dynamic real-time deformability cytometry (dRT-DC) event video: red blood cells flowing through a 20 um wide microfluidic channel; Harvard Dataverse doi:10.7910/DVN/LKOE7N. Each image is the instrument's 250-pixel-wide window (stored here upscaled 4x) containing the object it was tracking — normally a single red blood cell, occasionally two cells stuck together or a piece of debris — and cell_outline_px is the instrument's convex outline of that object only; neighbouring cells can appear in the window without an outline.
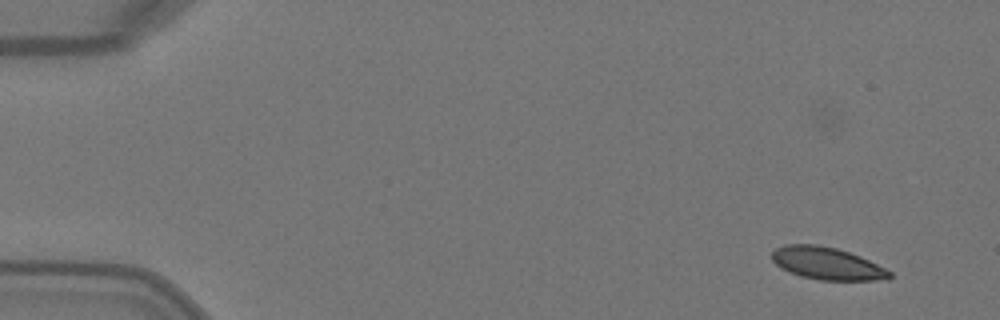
{"species": "Egyptian fruit bat (a non-hibernating species)", "species_latin": "Rousettus aegyptiacus", "temperature_condition": "warm", "stored_images_in_passage": 6, "camera_frame_rate_fps": 3000, "um_per_image_px": 0.085, "animal": {"sex": "female"}, "frame": {"image": 1, "passage_image": 2, "time_ms": 0.333, "image_size_px": [1000, 320], "cell_outline_px": [[892, 276], [888, 280], [820, 280], [800, 276], [780, 268], [772, 260], [772, 252], [776, 248], [784, 244], [816, 244], [836, 248], [860, 256], [892, 272]], "centroid_in_image_um": [70.28, 22.39], "position_along_channel_um": 14.7, "area_um2": 22.2}}
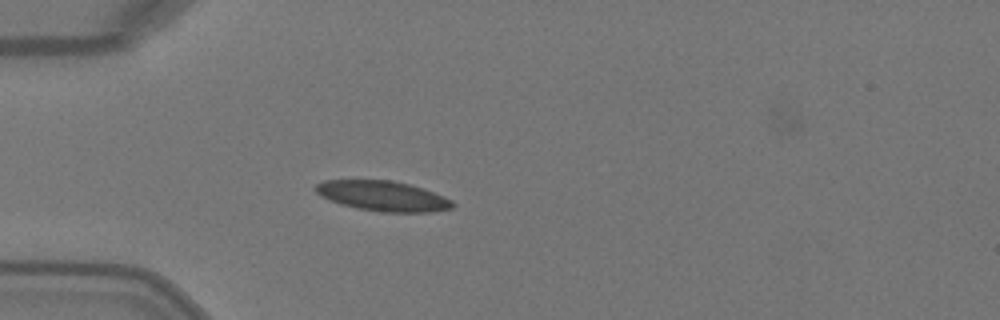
{"frame": {"image": 2, "passage_image": 5, "time_ms": 1.333, "image_size_px": [1000, 320], "cell_outline_px": [[456, 204], [452, 208], [432, 212], [380, 212], [356, 208], [340, 204], [320, 196], [316, 192], [316, 184], [324, 180], [392, 180], [424, 188], [444, 196], [452, 200]], "centroid_in_image_um": [32.56, 16.66], "position_along_channel_um": 52.4, "area_um2": 24.16}}